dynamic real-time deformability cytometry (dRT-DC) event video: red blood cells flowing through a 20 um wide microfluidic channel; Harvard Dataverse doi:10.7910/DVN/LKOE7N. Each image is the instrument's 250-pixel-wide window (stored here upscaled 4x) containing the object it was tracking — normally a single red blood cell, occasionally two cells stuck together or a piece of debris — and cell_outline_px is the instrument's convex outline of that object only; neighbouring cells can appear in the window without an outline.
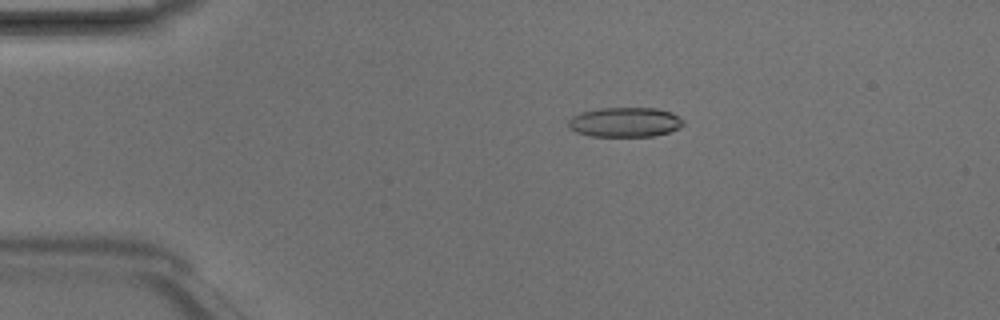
{"species": "Egyptian fruit bat (a non-hibernating species)", "species_latin": "Rousettus aegyptiacus", "temperature_condition": "room temperature", "stored_images_in_passage": 4, "camera_frame_rate_fps": 3000, "um_per_image_px": 0.085, "animal": {"sex": "male"}, "frame": {"image": 1, "passage_image": 3, "time_ms": 0.667, "image_size_px": [1000, 320], "cell_outline_px": [[684, 124], [680, 128], [668, 132], [652, 136], [592, 136], [576, 132], [568, 124], [568, 120], [572, 116], [580, 112], [600, 108], [656, 108], [672, 112], [684, 120]], "centroid_in_image_um": [53.14, 10.37], "position_along_channel_um": 31.9, "area_um2": 19.88}}